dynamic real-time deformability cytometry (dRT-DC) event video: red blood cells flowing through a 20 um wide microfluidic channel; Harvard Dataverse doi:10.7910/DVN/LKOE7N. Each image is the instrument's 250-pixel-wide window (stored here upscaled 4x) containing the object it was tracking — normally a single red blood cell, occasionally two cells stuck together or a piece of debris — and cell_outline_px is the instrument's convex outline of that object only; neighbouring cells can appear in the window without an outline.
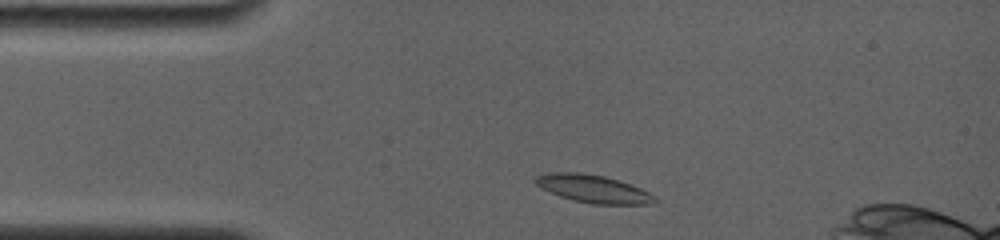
{"species": "common noctule bat (a hibernating species)", "species_latin": "Nyctalus noctula", "temperature_condition": "room temperature", "stored_images_in_passage": 3, "camera_frame_rate_fps": 4000, "um_per_image_px": 0.085, "animal": {"sex": "female", "body_mass_g": 19.0, "forearm_length_mm": 56.7}, "frame": {"image": 1, "passage_image": 1, "time_ms": 0.0, "image_size_px": [1000, 240], "cell_outline_px": [[660, 200], [652, 204], [592, 204], [572, 200], [560, 196], [536, 184], [532, 180], [536, 176], [548, 172], [580, 172], [604, 176], [632, 184], [656, 196]], "centroid_in_image_um": [50.46, 16.05], "position_along_channel_um": 34.5, "area_um2": 19.42}}